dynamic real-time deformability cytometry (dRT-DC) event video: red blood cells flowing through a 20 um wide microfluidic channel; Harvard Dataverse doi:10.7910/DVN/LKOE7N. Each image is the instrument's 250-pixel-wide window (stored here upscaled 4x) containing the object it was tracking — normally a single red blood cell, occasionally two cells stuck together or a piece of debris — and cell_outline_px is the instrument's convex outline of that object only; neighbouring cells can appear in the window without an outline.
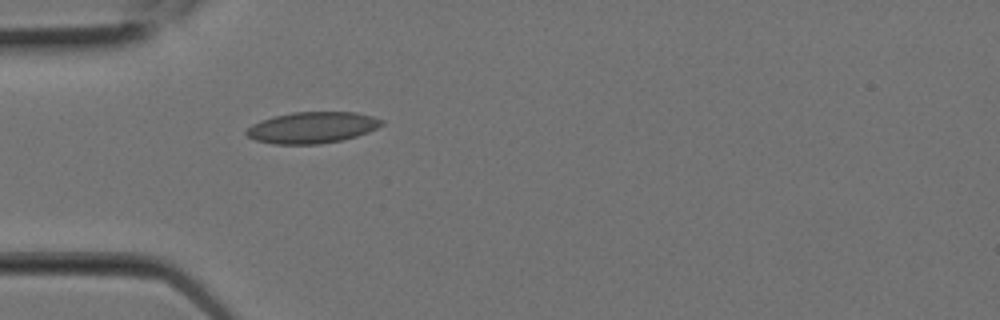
{"species": "Egyptian fruit bat (a non-hibernating species)", "species_latin": "Rousettus aegyptiacus", "temperature_condition": "room temperature", "stored_images_in_passage": 1, "camera_frame_rate_fps": 3000, "um_per_image_px": 0.085, "animal": {"sex": "female"}, "frame": {"image": 1, "passage_image": 1, "time_ms": 0.0, "image_size_px": [1000, 320], "cell_outline_px": [[384, 124], [368, 132], [356, 136], [340, 140], [320, 144], [272, 144], [256, 140], [248, 136], [244, 132], [252, 124], [260, 120], [272, 116], [292, 112], [356, 112], [372, 116], [384, 120]], "centroid_in_image_um": [26.52, 10.83], "position_along_channel_um": 58.5, "area_um2": 24.74}}